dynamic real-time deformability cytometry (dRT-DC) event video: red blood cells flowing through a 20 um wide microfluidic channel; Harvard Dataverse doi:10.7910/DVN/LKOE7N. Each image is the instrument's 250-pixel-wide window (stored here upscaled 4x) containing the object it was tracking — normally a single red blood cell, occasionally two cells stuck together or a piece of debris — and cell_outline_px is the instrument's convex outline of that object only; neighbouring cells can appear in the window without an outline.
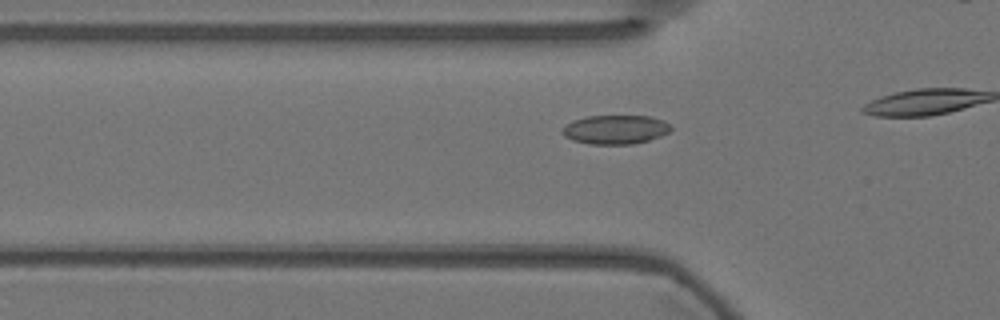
{"species": "Egyptian fruit bat (a non-hibernating species)", "species_latin": "Rousettus aegyptiacus", "temperature_condition": "warm", "stored_images_in_passage": 13, "camera_frame_rate_fps": 3000, "um_per_image_px": 0.085, "animal": {"sex": "female"}, "frame": {"image": 1, "passage_image": 8, "time_ms": 2.333, "image_size_px": [1000, 320], "cell_outline_px": [[672, 128], [668, 132], [660, 136], [648, 140], [632, 144], [588, 144], [572, 140], [564, 136], [560, 132], [560, 128], [572, 120], [588, 116], [652, 116], [664, 120]], "centroid_in_image_um": [52.26, 11.01], "position_along_channel_um": 73.5, "area_um2": 18.5}}